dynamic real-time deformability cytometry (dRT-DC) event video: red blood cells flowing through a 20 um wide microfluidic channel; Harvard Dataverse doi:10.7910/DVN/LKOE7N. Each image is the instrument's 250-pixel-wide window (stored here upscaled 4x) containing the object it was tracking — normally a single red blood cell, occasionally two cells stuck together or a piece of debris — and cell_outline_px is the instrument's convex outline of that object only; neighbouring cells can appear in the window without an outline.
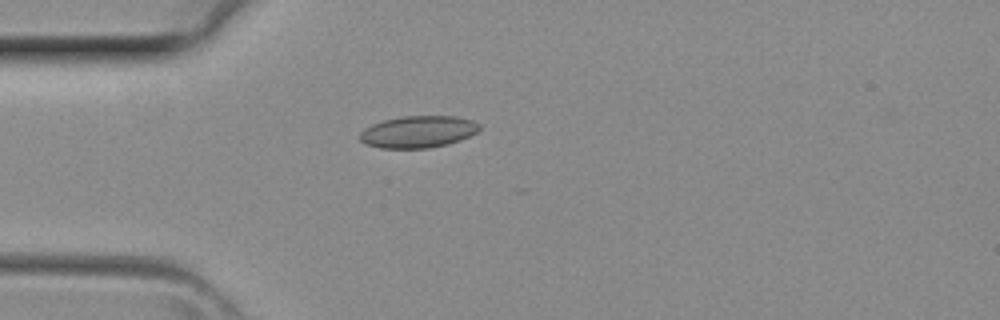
{"species": "common noctule bat (a hibernating species)", "species_latin": "Nyctalus noctula", "temperature_condition": "room temperature", "stored_images_in_passage": 3, "camera_frame_rate_fps": 3000, "um_per_image_px": 0.085, "animal": {"sex": "female", "body_mass_g": 29.2, "forearm_length_mm": 56.3}, "frame": {"image": 1, "passage_image": 3, "time_ms": 0.667, "image_size_px": [1000, 320], "cell_outline_px": [[480, 128], [476, 132], [460, 140], [448, 144], [428, 148], [380, 148], [364, 144], [360, 140], [360, 132], [364, 128], [372, 124], [384, 120], [404, 116], [456, 116], [472, 120], [480, 124]], "centroid_in_image_um": [35.52, 11.2], "position_along_channel_um": 49.5, "area_um2": 22.25}}